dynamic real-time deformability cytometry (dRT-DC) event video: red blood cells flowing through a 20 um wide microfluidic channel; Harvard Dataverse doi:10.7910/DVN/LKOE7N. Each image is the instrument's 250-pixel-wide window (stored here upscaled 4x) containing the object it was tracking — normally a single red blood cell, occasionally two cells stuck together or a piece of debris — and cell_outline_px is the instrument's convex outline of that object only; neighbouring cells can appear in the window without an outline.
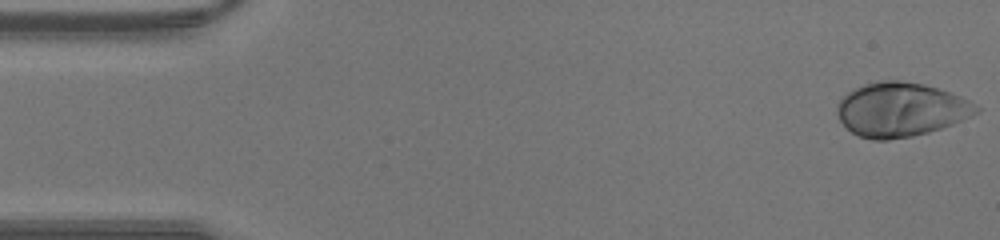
{"species": "human", "species_latin": "Homo sapiens", "temperature_condition": "warm", "stored_images_in_passage": 40, "camera_frame_rate_fps": 3000, "um_per_image_px": 0.085, "donor": {"sex": "male"}, "frame": {"image": 1, "passage_image": 1, "time_ms": 0.0, "image_size_px": [1000, 240], "cell_outline_px": [[980, 112], [952, 124], [928, 132], [912, 136], [888, 140], [872, 140], [860, 136], [852, 132], [840, 120], [836, 112], [836, 108], [840, 100], [848, 92], [864, 84], [880, 80], [900, 80], [924, 84], [960, 96], [976, 104], [980, 108]], "centroid_in_image_um": [76.56, 9.31], "position_along_channel_um": 8.4, "area_um2": 43.64}}
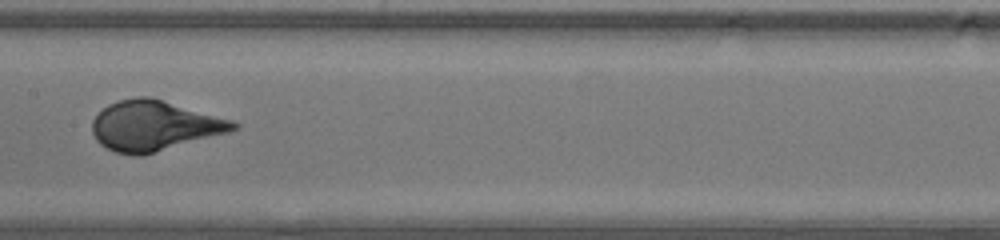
{"frame": {"image": 2, "passage_image": 21, "time_ms": 6.667, "image_size_px": [1000, 240], "cell_outline_px": [[240, 128], [228, 132], [144, 156], [136, 156], [116, 152], [100, 144], [96, 140], [92, 132], [92, 120], [108, 104], [120, 100], [136, 96], [152, 96], [232, 120], [240, 124]], "centroid_in_image_um": [13.12, 10.68], "position_along_channel_um": 194.3, "area_um2": 41.38}}
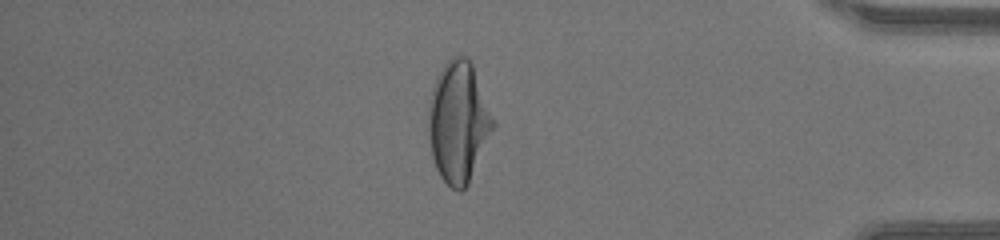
{"frame": {"image": 3, "passage_image": 36, "time_ms": 11.667, "image_size_px": [1000, 240], "cell_outline_px": [[496, 124], [468, 184], [460, 192], [452, 188], [440, 176], [436, 168], [432, 156], [428, 132], [428, 100], [436, 76], [444, 64], [452, 56], [468, 56], [472, 60]], "centroid_in_image_um": [38.96, 10.32], "position_along_channel_um": 396.2, "area_um2": 45.89}}